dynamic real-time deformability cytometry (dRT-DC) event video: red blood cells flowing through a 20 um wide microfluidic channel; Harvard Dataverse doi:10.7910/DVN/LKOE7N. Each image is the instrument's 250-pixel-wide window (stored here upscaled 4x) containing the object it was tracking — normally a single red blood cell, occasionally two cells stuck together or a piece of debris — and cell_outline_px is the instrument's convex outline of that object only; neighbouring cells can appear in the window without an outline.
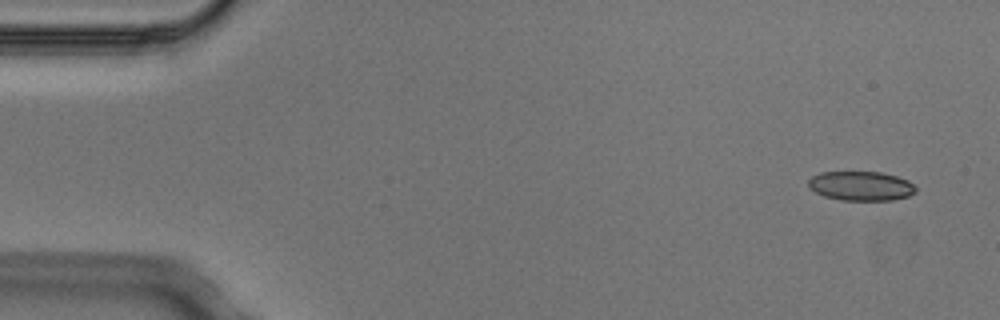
{"species": "Egyptian fruit bat (a non-hibernating species)", "species_latin": "Rousettus aegyptiacus", "temperature_condition": "cold", "stored_images_in_passage": 5, "camera_frame_rate_fps": 3000, "um_per_image_px": 0.085, "animal": {"sex": "male"}, "frame": {"image": 1, "passage_image": 1, "time_ms": 0.0, "image_size_px": [1000, 320], "cell_outline_px": [[916, 192], [908, 196], [892, 200], [840, 200], [824, 196], [808, 188], [808, 180], [812, 176], [820, 172], [880, 172], [896, 176], [908, 180], [916, 188]], "centroid_in_image_um": [73.16, 15.8], "position_along_channel_um": 11.8, "area_um2": 18.38}}
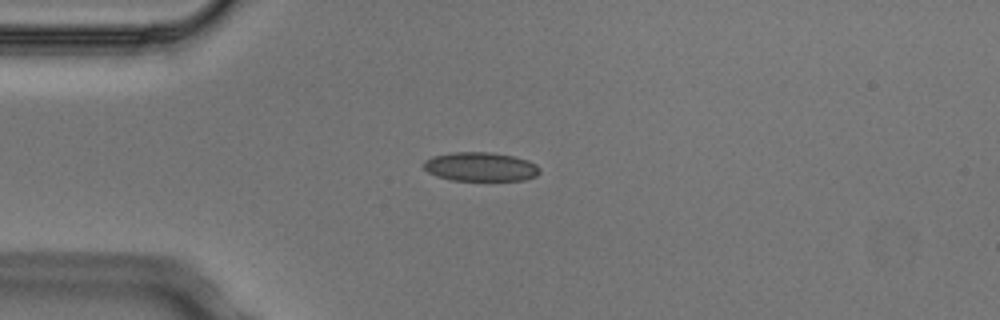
{"frame": {"image": 2, "passage_image": 4, "time_ms": 1.0, "image_size_px": [1000, 320], "cell_outline_px": [[540, 172], [536, 176], [524, 180], [452, 180], [436, 176], [428, 172], [424, 168], [424, 160], [432, 156], [452, 152], [492, 152], [512, 156], [528, 160], [536, 164], [540, 168]], "centroid_in_image_um": [40.84, 14.17], "position_along_channel_um": 44.2, "area_um2": 19.65}}
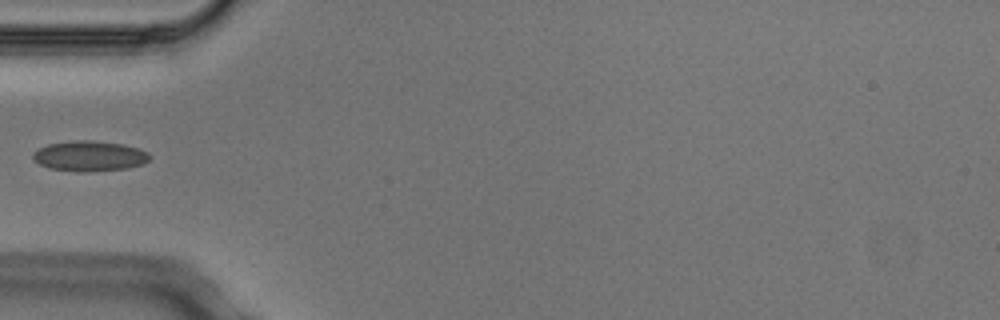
{"frame": {"image": 3, "passage_image": 5, "time_ms": 1.333, "image_size_px": [1000, 320], "cell_outline_px": [[152, 156], [144, 164], [128, 168], [84, 172], [80, 172], [48, 168], [32, 160], [32, 156], [40, 148], [48, 144], [76, 140], [92, 140], [124, 144], [148, 152]], "centroid_in_image_um": [7.63, 13.26], "position_along_channel_um": 77.4, "area_um2": 20.63}}